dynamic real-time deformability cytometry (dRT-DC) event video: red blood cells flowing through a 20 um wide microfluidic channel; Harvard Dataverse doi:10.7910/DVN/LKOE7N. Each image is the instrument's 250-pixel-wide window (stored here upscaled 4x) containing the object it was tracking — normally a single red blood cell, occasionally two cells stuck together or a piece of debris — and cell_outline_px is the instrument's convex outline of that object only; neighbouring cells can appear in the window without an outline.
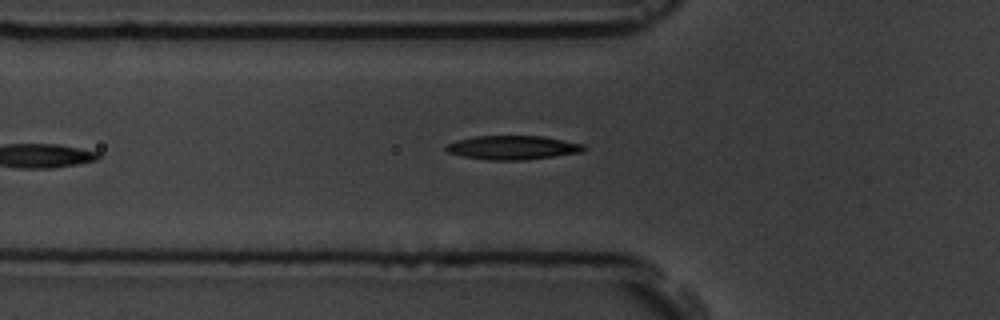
{"species": "common noctule bat (a hibernating species)", "species_latin": "Nyctalus noctula", "temperature_condition": "room temperature", "stored_images_in_passage": 3, "camera_frame_rate_fps": 3000, "um_per_image_px": 0.085, "animal": {"sex": "male", "body_mass_g": 19.5, "forearm_length_mm": 54.6}, "frame": {"image": 1, "passage_image": 3, "time_ms": 2.667, "image_size_px": [1000, 320], "cell_outline_px": [[588, 148], [580, 152], [524, 160], [488, 160], [460, 156], [448, 152], [444, 148], [448, 144], [456, 140], [476, 136], [544, 136], [584, 144]], "centroid_in_image_um": [43.57, 12.54], "position_along_channel_um": 82.2, "area_um2": 19.19}}